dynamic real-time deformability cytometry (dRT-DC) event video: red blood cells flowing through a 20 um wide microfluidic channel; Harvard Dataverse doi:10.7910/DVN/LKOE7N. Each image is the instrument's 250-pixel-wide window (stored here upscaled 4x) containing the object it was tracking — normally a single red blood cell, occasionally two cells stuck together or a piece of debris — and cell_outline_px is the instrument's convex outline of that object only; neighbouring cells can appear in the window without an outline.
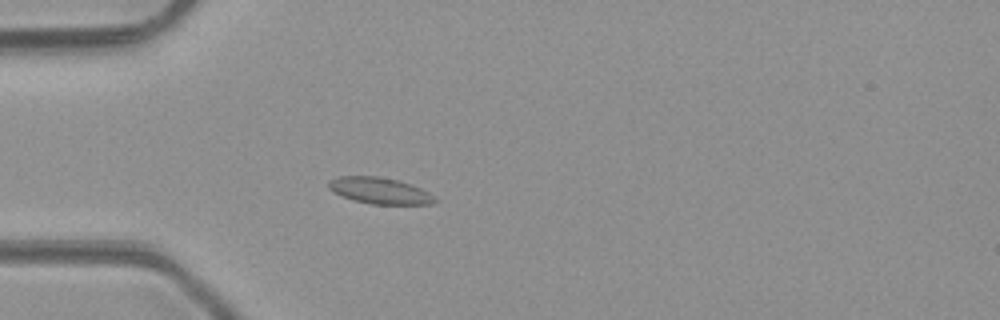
{"species": "common noctule bat (a hibernating species)", "species_latin": "Nyctalus noctula", "temperature_condition": "room temperature", "stored_images_in_passage": 3, "camera_frame_rate_fps": 3000, "um_per_image_px": 0.085, "animal": {"sex": "male", "body_mass_g": 23.1, "forearm_length_mm": 52.7}, "frame": {"image": 1, "passage_image": 3, "time_ms": 2.333, "image_size_px": [1000, 320], "cell_outline_px": [[440, 200], [432, 204], [372, 204], [352, 200], [332, 192], [328, 188], [328, 180], [336, 176], [376, 176], [396, 180], [420, 188], [436, 196]], "centroid_in_image_um": [32.25, 16.21], "position_along_channel_um": 52.7, "area_um2": 16.42}}